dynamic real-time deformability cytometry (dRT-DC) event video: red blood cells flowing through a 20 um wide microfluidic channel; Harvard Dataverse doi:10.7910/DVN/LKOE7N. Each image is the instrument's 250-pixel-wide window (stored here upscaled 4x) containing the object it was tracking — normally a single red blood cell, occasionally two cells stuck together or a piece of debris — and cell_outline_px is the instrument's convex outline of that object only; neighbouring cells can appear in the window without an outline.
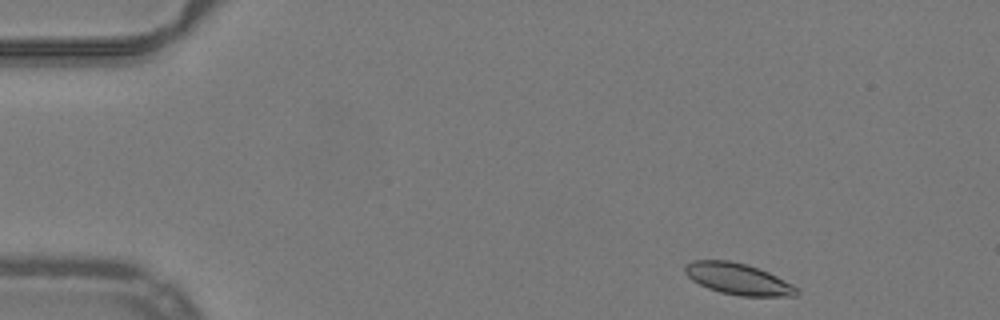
{"species": "common noctule bat (a hibernating species)", "species_latin": "Nyctalus noctula", "temperature_condition": "warm", "stored_images_in_passage": 47, "camera_frame_rate_fps": 3000, "um_per_image_px": 0.085, "animal": {"sex": "male", "body_mass_g": 19.2, "forearm_length_mm": 51.8}, "frame": {"image": 1, "passage_image": 2, "time_ms": 0.333, "image_size_px": [1000, 320], "cell_outline_px": [[800, 292], [796, 296], [740, 296], [720, 292], [708, 288], [692, 280], [684, 272], [684, 264], [692, 260], [728, 260], [744, 264], [768, 272], [792, 284]], "centroid_in_image_um": [62.7, 23.71], "position_along_channel_um": 22.3, "area_um2": 20.29}}
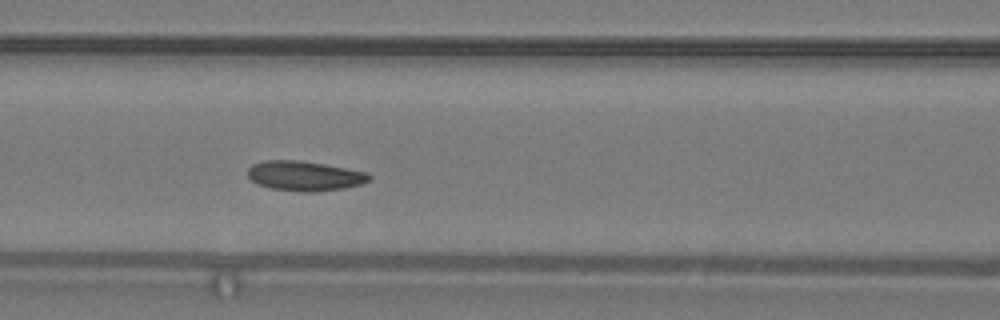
{"frame": {"image": 2, "passage_image": 18, "time_ms": 5.667, "image_size_px": [1000, 320], "cell_outline_px": [[372, 176], [368, 180], [360, 184], [344, 188], [316, 192], [300, 192], [272, 188], [260, 184], [252, 180], [248, 176], [248, 168], [252, 164], [264, 160], [300, 160], [324, 164], [368, 172]], "centroid_in_image_um": [25.9, 14.94], "position_along_channel_um": 140.7, "area_um2": 21.04}}
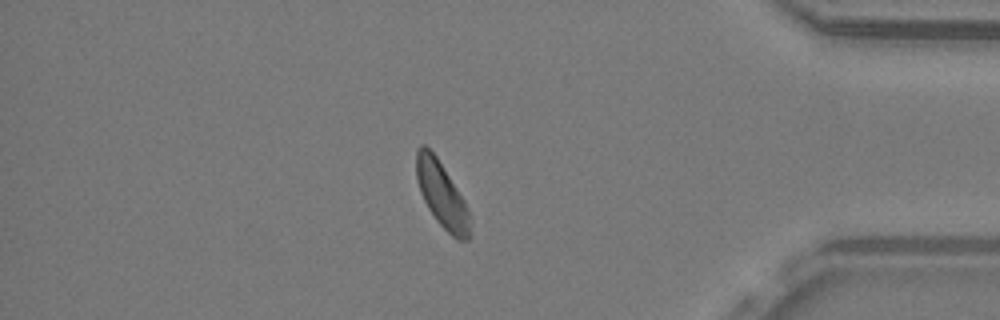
{"frame": {"image": 3, "passage_image": 40, "time_ms": 13.0, "image_size_px": [1000, 320], "cell_outline_px": [[472, 216], [468, 240], [456, 240], [436, 220], [428, 208], [420, 192], [416, 176], [416, 152], [420, 144], [424, 144], [436, 156], [464, 200]], "centroid_in_image_um": [37.57, 16.58], "position_along_channel_um": 397.6, "area_um2": 20.4}, "authors_computed_cell_mechanics": {"area_um2": 20.5768, "velocity_mm_per_s": 3.9557, "shape_relaxation_time_tau1_ms": 3.7848, "shape_relaxation_time_tau2_ms": null, "deformation_change_tau1": 0.0939, "deformation_change_tau2": null}}